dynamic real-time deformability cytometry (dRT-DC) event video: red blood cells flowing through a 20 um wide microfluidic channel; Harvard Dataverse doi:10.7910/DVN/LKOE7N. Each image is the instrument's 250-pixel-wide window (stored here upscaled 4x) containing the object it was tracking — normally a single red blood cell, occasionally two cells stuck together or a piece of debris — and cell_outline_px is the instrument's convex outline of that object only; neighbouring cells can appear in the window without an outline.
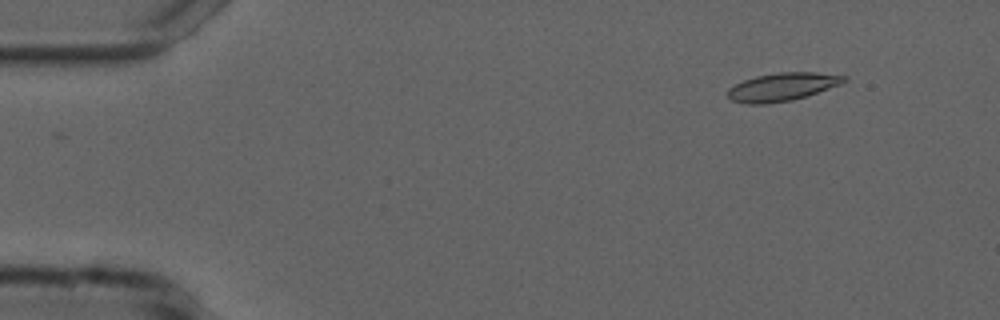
{"species": "common noctule bat (a hibernating species)", "species_latin": "Nyctalus noctula", "temperature_condition": "cold", "stored_images_in_passage": 50, "camera_frame_rate_fps": 3000, "um_per_image_px": 0.085, "animal": {"sex": "male", "forearm_length_mm": 52.5}, "frame": {"image": 1, "passage_image": 1, "time_ms": 0.0, "image_size_px": [1000, 320], "cell_outline_px": [[848, 80], [840, 84], [792, 100], [764, 104], [748, 104], [732, 100], [728, 96], [728, 88], [744, 80], [756, 76], [780, 72], [816, 72], [848, 76]], "centroid_in_image_um": [66.5, 7.37], "position_along_channel_um": 18.5, "area_um2": 18.79}}
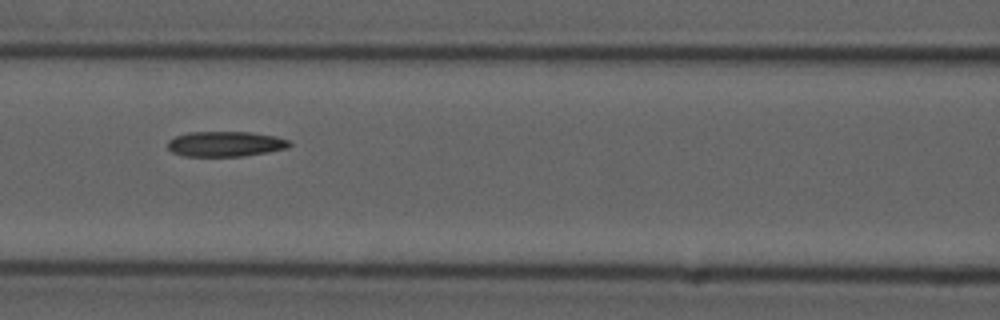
{"frame": {"image": 2, "passage_image": 19, "time_ms": 6.0, "image_size_px": [1000, 320], "cell_outline_px": [[292, 144], [288, 148], [268, 152], [244, 156], [184, 156], [172, 152], [168, 148], [168, 140], [176, 136], [188, 132], [252, 132], [276, 136], [288, 140]], "centroid_in_image_um": [19.17, 12.23], "position_along_channel_um": 147.4, "area_um2": 17.98}}
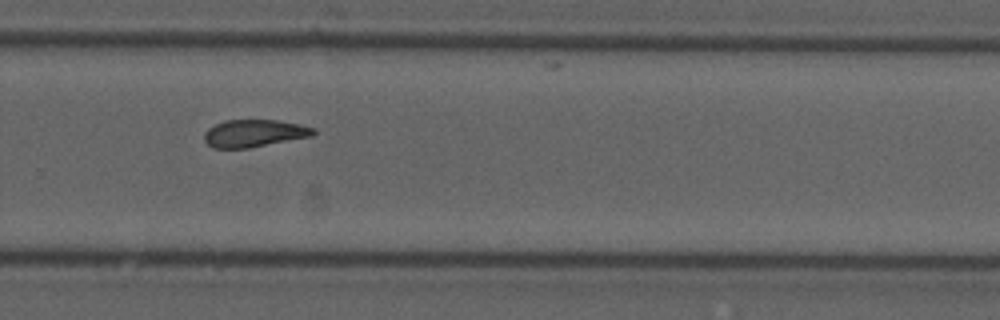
{"frame": {"image": 3, "passage_image": 32, "time_ms": 10.333, "image_size_px": [1000, 320], "cell_outline_px": [[316, 132], [312, 136], [248, 148], [212, 148], [204, 140], [204, 132], [208, 128], [224, 120], [276, 120], [300, 124], [316, 128]], "centroid_in_image_um": [21.6, 11.32], "position_along_channel_um": 308.2, "area_um2": 17.46}, "authors_computed_cell_mechanics": {"area_um2": 18.2648, "velocity_mm_per_s": 3.7202, "shape_relaxation_time_tau1_ms": null, "shape_relaxation_time_tau2_ms": 7.5473, "deformation_change_tau1": null, "deformation_change_tau2": 0.1604}}